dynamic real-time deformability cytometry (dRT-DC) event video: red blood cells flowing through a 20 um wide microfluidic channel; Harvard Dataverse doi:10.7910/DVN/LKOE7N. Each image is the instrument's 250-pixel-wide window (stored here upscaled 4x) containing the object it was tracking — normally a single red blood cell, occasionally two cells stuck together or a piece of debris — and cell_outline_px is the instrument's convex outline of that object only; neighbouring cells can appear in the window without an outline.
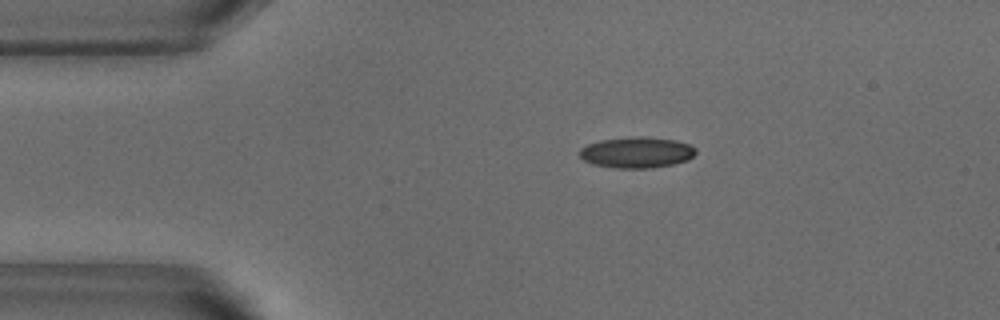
{"species": "common noctule bat (a hibernating species)", "species_latin": "Nyctalus noctula", "temperature_condition": "warm", "stored_images_in_passage": 43, "camera_frame_rate_fps": 3000, "um_per_image_px": 0.085, "animal": {"sex": "male", "body_mass_g": 18.8}, "frame": {"image": 1, "passage_image": 1, "time_ms": 0.0, "image_size_px": [1000, 320], "cell_outline_px": [[696, 152], [688, 160], [672, 164], [652, 168], [616, 168], [592, 164], [584, 160], [580, 156], [580, 148], [588, 144], [600, 140], [636, 136], [644, 136], [676, 140], [688, 144], [696, 148]], "centroid_in_image_um": [54.12, 12.95], "position_along_channel_um": 30.9, "area_um2": 20.98}}
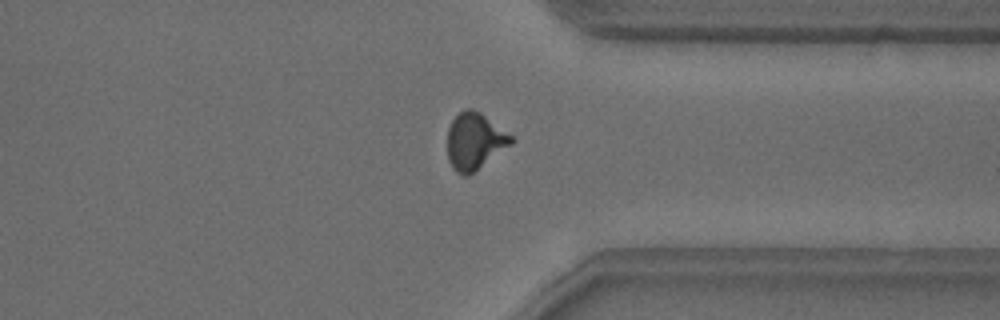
{"frame": {"image": 2, "passage_image": 31, "time_ms": 10.0, "image_size_px": [1000, 320], "cell_outline_px": [[516, 140], [512, 144], [468, 176], [464, 176], [456, 172], [452, 168], [448, 160], [448, 128], [452, 120], [464, 108], [472, 108], [480, 112], [512, 136]], "centroid_in_image_um": [40.34, 12.01], "position_along_channel_um": 371.1, "area_um2": 21.04}}
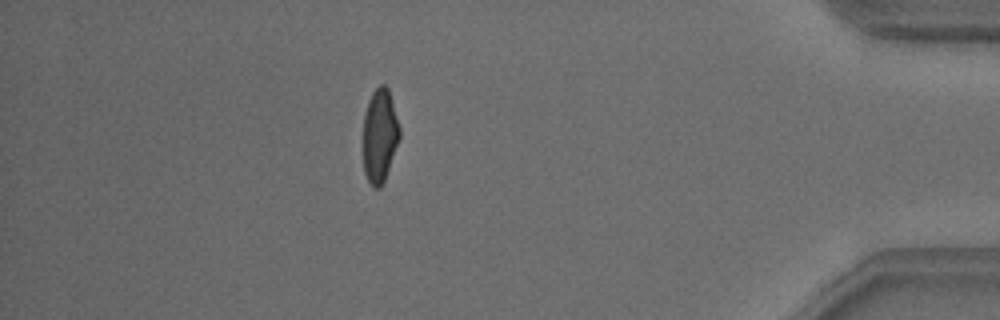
{"frame": {"image": 3, "passage_image": 37, "time_ms": 12.0, "image_size_px": [1000, 320], "cell_outline_px": [[400, 136], [384, 180], [380, 188], [372, 188], [364, 172], [364, 116], [368, 100], [372, 92], [380, 84], [384, 84], [388, 88], [400, 128]], "centroid_in_image_um": [32.27, 11.51], "position_along_channel_um": 402.9, "area_um2": 19.59}, "authors_computed_cell_mechanics": {"area_um2": 20.808, "velocity_mm_per_s": 3.8343, "shape_relaxation_time_tau1_ms": 4.5999, "shape_relaxation_time_tau2_ms": 0.8729, "deformation_change_tau1": 0.1477, "deformation_change_tau2": 0.0714}}